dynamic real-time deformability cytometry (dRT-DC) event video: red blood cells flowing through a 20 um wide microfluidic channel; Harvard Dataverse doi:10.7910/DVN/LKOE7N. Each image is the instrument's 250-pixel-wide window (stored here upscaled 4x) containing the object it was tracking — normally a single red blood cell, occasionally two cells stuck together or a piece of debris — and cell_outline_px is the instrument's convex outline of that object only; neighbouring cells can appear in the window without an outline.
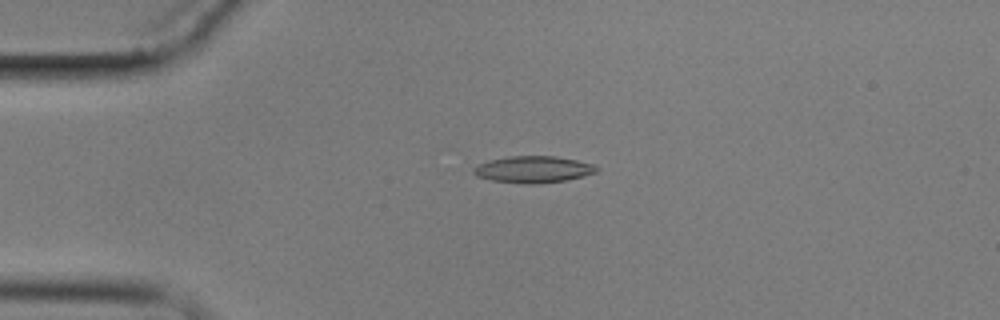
{"species": "common noctule bat (a hibernating species)", "species_latin": "Nyctalus noctula", "temperature_condition": "cold", "stored_images_in_passage": 6, "camera_frame_rate_fps": 3000, "um_per_image_px": 0.085, "animal": {"sex": "male", "body_mass_g": 17.9}, "frame": {"image": 1, "passage_image": 4, "time_ms": 3.333, "image_size_px": [1000, 320], "cell_outline_px": [[600, 168], [596, 172], [568, 180], [532, 184], [524, 184], [492, 180], [476, 176], [472, 172], [472, 168], [488, 160], [508, 156], [556, 156], [596, 164]], "centroid_in_image_um": [45.34, 14.39], "position_along_channel_um": 39.7, "area_um2": 19.25}}
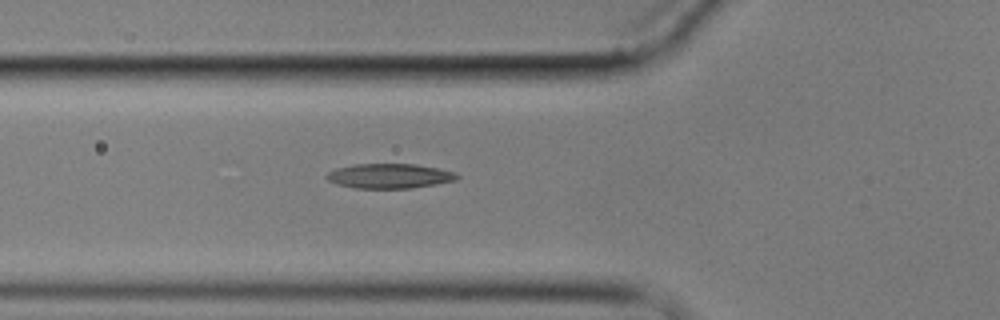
{"frame": {"image": 2, "passage_image": 6, "time_ms": 5.667, "image_size_px": [1000, 320], "cell_outline_px": [[460, 176], [456, 180], [436, 184], [412, 188], [356, 188], [336, 184], [328, 180], [324, 176], [328, 172], [336, 168], [352, 164], [416, 164], [440, 168], [456, 172]], "centroid_in_image_um": [33.12, 14.95], "position_along_channel_um": 92.7, "area_um2": 18.96}}